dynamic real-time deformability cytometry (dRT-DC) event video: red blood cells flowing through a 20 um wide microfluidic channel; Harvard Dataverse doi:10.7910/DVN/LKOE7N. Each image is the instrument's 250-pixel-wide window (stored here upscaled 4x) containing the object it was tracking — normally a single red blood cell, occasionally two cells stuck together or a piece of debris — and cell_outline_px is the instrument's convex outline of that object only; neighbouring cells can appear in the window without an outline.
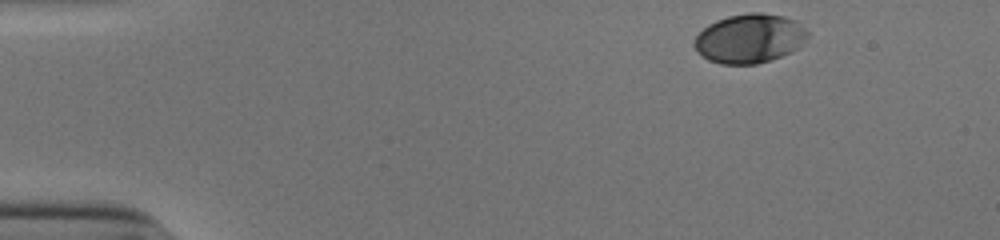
{"species": "human", "species_latin": "Homo sapiens", "temperature_condition": "cold", "stored_images_in_passage": 38, "camera_frame_rate_fps": 3000, "um_per_image_px": 0.085, "donor": {"sex": "male"}, "frame": {"image": 1, "passage_image": 1, "time_ms": 0.0, "image_size_px": [1000, 240], "cell_outline_px": [[808, 36], [800, 48], [792, 52], [756, 64], [720, 64], [708, 60], [692, 44], [696, 36], [708, 24], [716, 20], [728, 16], [748, 12], [760, 12], [784, 16], [796, 20], [808, 32]], "centroid_in_image_um": [63.73, 3.26], "position_along_channel_um": 21.3, "area_um2": 32.54}}
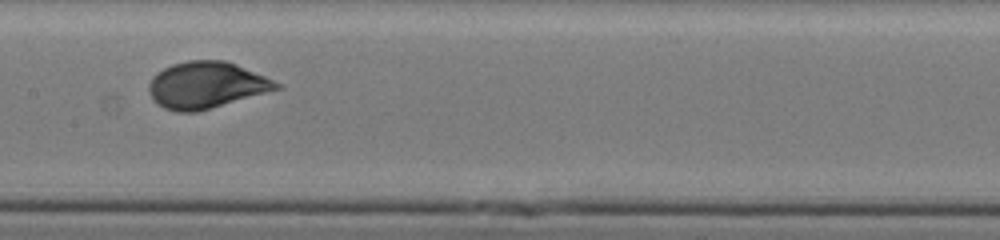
{"frame": {"image": 2, "passage_image": 22, "time_ms": 7.0, "image_size_px": [1000, 240], "cell_outline_px": [[284, 88], [196, 112], [176, 112], [164, 108], [152, 100], [148, 92], [148, 84], [152, 76], [156, 72], [172, 64], [188, 60], [224, 60], [236, 64], [264, 76], [280, 84]], "centroid_in_image_um": [17.5, 7.24], "position_along_channel_um": 189.9, "area_um2": 34.74}}
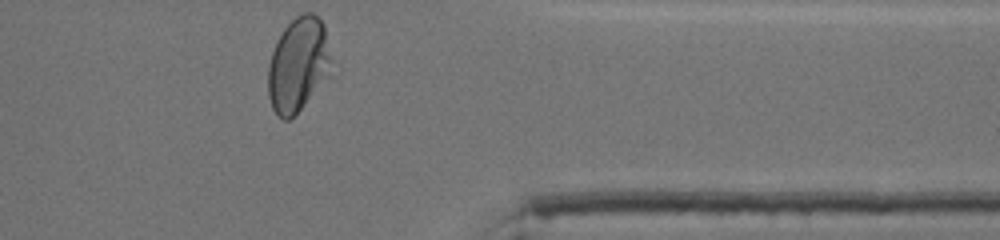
{"frame": {"image": 3, "passage_image": 38, "time_ms": 12.333, "image_size_px": [1000, 240], "cell_outline_px": [[332, 60], [324, 76], [304, 104], [288, 120], [284, 120], [272, 108], [268, 96], [268, 64], [276, 40], [284, 28], [296, 16], [304, 12], [312, 12], [324, 24]], "centroid_in_image_um": [25.29, 5.43], "position_along_channel_um": 386.1, "area_um2": 33.81}, "authors_computed_cell_mechanics": {"area_um2": 33.9575, "velocity_mm_per_s": 3.8847, "shape_relaxation_time_tau1_ms": 2.9449, "shape_relaxation_time_tau2_ms": null, "deformation_change_tau1": 0.1429, "deformation_change_tau2": null}}